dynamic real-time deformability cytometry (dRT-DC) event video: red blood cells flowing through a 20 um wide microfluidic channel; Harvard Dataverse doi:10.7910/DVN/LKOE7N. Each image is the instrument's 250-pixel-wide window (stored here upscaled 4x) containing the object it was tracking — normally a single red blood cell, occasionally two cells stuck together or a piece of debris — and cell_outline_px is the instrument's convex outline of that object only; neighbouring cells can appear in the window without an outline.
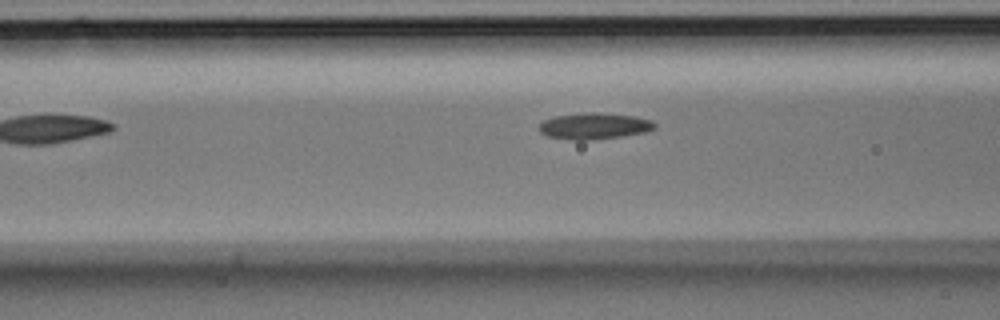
{"species": "Egyptian fruit bat (a non-hibernating species)", "species_latin": "Rousettus aegyptiacus", "temperature_condition": "room temperature", "stored_images_in_passage": 22, "camera_frame_rate_fps": 3000, "um_per_image_px": 0.085, "animal": {"sex": "male"}, "frame": {"image": 1, "passage_image": 4, "time_ms": 1.0, "image_size_px": [1000, 320], "cell_outline_px": [[656, 128], [644, 132], [620, 136], [592, 140], [572, 140], [548, 136], [540, 132], [536, 128], [544, 120], [552, 116], [584, 112], [600, 112], [632, 116], [652, 120], [656, 124]], "centroid_in_image_um": [50.46, 10.7], "position_along_channel_um": 116.1, "area_um2": 17.86}}
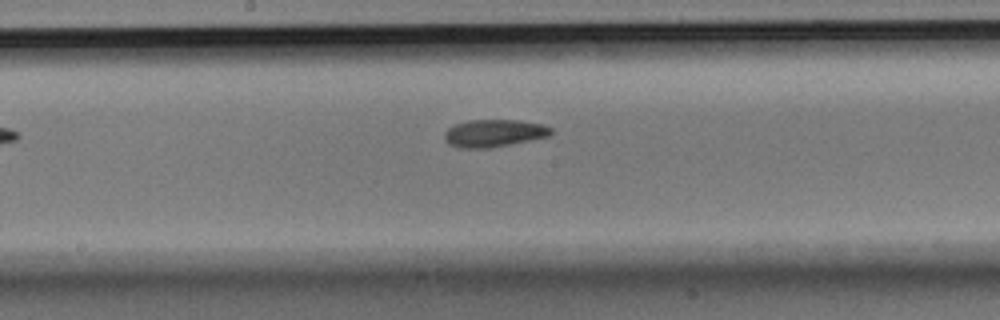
{"frame": {"image": 2, "passage_image": 10, "time_ms": 3.0, "image_size_px": [1000, 320], "cell_outline_px": [[552, 132], [548, 136], [488, 148], [460, 148], [448, 144], [444, 140], [444, 132], [448, 128], [456, 124], [468, 120], [516, 120], [540, 124], [552, 128]], "centroid_in_image_um": [41.92, 11.32], "position_along_channel_um": 206.3, "area_um2": 16.82}}
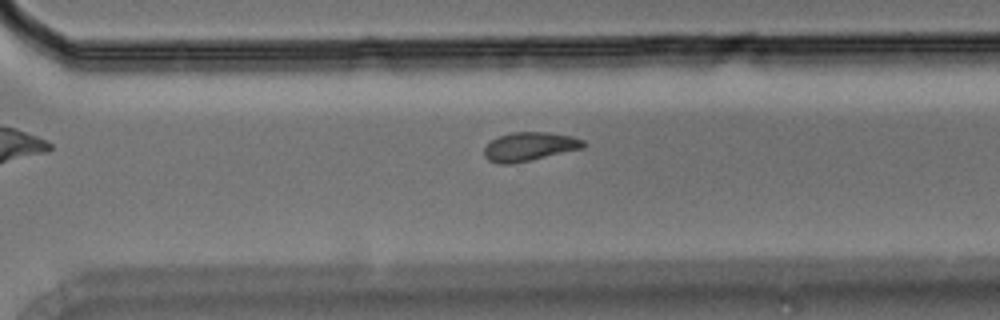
{"frame": {"image": 3, "passage_image": 18, "time_ms": 5.667, "image_size_px": [1000, 320], "cell_outline_px": [[588, 144], [584, 148], [532, 160], [512, 164], [496, 164], [488, 160], [484, 156], [484, 148], [492, 140], [500, 136], [512, 132], [544, 132], [572, 136], [584, 140]], "centroid_in_image_um": [45.02, 12.47], "position_along_channel_um": 325.6, "area_um2": 16.76}}